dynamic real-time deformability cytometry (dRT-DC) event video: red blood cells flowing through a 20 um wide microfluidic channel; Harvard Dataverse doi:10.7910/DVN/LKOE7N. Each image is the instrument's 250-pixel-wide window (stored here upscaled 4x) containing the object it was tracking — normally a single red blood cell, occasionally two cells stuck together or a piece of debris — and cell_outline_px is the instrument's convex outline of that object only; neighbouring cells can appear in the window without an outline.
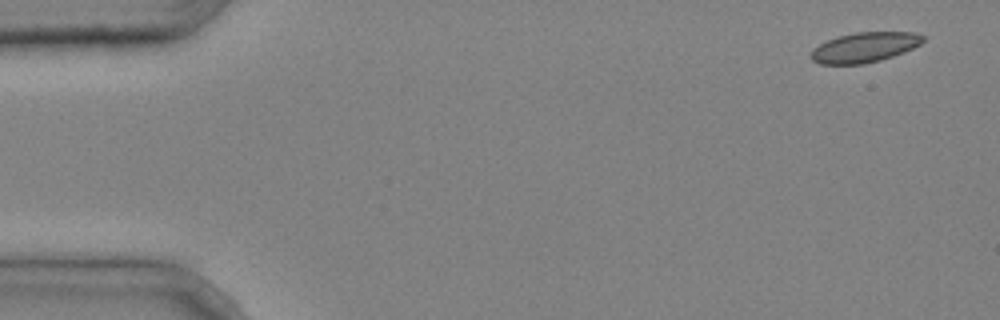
{"species": "common noctule bat (a hibernating species)", "species_latin": "Nyctalus noctula", "temperature_condition": "cold", "stored_images_in_passage": 5, "segment_of_instrument_passage": [1, 2], "camera_frame_rate_fps": 3000, "um_per_image_px": 0.085, "animal": {"sex": "male", "body_mass_g": 20.4}, "frame": {"image": 1, "passage_image": 1, "time_ms": 0.0, "image_size_px": [1000, 320], "cell_outline_px": [[924, 40], [920, 44], [904, 52], [880, 60], [864, 64], [820, 64], [812, 60], [812, 48], [828, 40], [840, 36], [856, 32], [912, 32], [924, 36]], "centroid_in_image_um": [73.49, 4.02], "position_along_channel_um": 11.5, "area_um2": 19.36}}
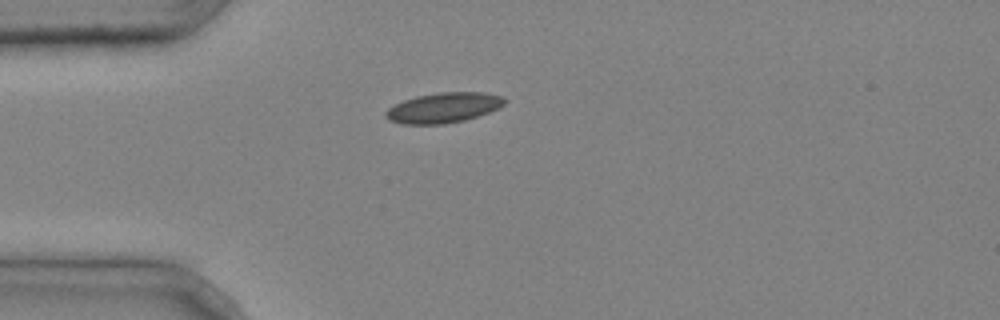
{"frame": {"image": 2, "passage_image": 4, "time_ms": 1.0, "image_size_px": [1000, 320], "cell_outline_px": [[508, 100], [500, 108], [464, 120], [444, 124], [400, 124], [388, 120], [384, 116], [384, 112], [388, 108], [404, 100], [416, 96], [440, 92], [484, 92], [504, 96]], "centroid_in_image_um": [37.71, 9.15], "position_along_channel_um": 47.3, "area_um2": 21.04}}